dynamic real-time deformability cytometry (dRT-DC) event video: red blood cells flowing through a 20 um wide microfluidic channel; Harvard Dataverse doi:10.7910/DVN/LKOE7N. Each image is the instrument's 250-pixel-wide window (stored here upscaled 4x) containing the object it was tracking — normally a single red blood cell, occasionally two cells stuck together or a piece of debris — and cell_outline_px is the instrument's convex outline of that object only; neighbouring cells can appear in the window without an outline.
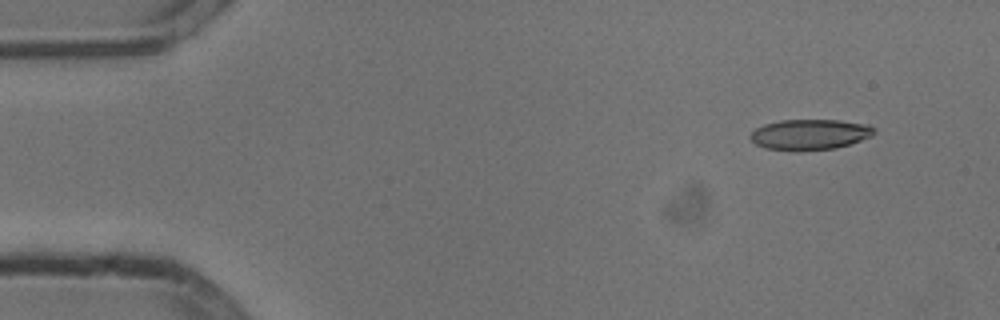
{"species": "common noctule bat (a hibernating species)", "species_latin": "Nyctalus noctula", "temperature_condition": "cold", "stored_images_in_passage": 50, "camera_frame_rate_fps": 3000, "um_per_image_px": 0.085, "animal": {"sex": "male", "body_mass_g": 13.3}, "frame": {"image": 1, "passage_image": 1, "time_ms": 0.0, "image_size_px": [1000, 320], "cell_outline_px": [[876, 132], [872, 136], [836, 148], [800, 152], [764, 148], [756, 144], [748, 136], [756, 128], [764, 124], [780, 120], [836, 120], [868, 124], [876, 128]], "centroid_in_image_um": [68.83, 11.44], "position_along_channel_um": 16.2, "area_um2": 22.31}}
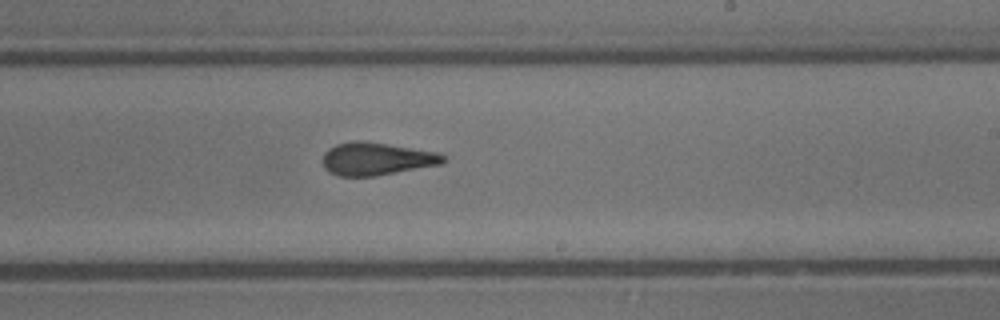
{"frame": {"image": 2, "passage_image": 28, "time_ms": 9.0, "image_size_px": [1000, 320], "cell_outline_px": [[444, 160], [440, 164], [376, 176], [336, 176], [328, 172], [324, 168], [324, 152], [328, 148], [336, 144], [352, 140], [364, 140], [436, 152], [444, 156]], "centroid_in_image_um": [31.93, 13.49], "position_along_channel_um": 257.1, "area_um2": 22.95}}
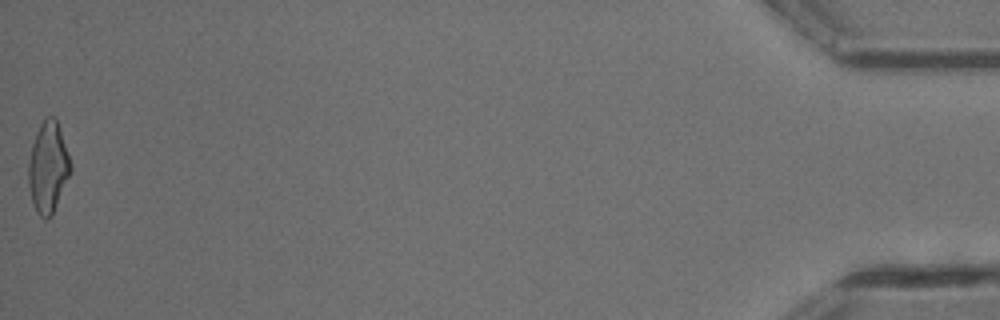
{"frame": {"image": 3, "passage_image": 50, "time_ms": 16.333, "image_size_px": [1000, 320], "cell_outline_px": [[72, 172], [52, 216], [44, 220], [36, 212], [32, 200], [28, 184], [28, 164], [32, 144], [36, 132], [44, 116], [56, 116], [72, 164]], "centroid_in_image_um": [4.11, 14.21], "position_along_channel_um": 431.1, "area_um2": 22.77}, "authors_computed_cell_mechanics": {"area_um2": 22.7732, "velocity_mm_per_s": 3.8077, "shape_relaxation_time_tau1_ms": null, "shape_relaxation_time_tau2_ms": 2.2015, "deformation_change_tau1": null, "deformation_change_tau2": 0.1089}}